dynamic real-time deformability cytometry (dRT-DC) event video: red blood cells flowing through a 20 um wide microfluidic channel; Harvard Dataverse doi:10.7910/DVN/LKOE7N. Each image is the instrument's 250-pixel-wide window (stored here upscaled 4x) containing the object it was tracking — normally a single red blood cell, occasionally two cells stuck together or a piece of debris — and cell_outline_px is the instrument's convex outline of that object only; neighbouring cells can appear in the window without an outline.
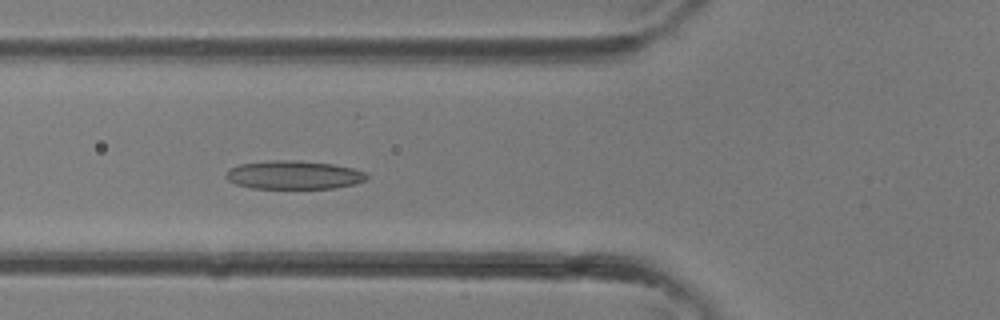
{"species": "common noctule bat (a hibernating species)", "species_latin": "Nyctalus noctula", "temperature_condition": "room temperature", "stored_images_in_passage": 36, "camera_frame_rate_fps": 3000, "um_per_image_px": 0.085, "animal": {"sex": "female"}, "frame": {"image": 1, "passage_image": 13, "time_ms": 4.0, "image_size_px": [1000, 320], "cell_outline_px": [[368, 176], [364, 180], [356, 184], [332, 188], [252, 188], [236, 184], [228, 180], [224, 176], [232, 168], [240, 164], [272, 160], [296, 160], [332, 164], [352, 168], [364, 172]], "centroid_in_image_um": [24.97, 14.87], "position_along_channel_um": 100.8, "area_um2": 23.12}}
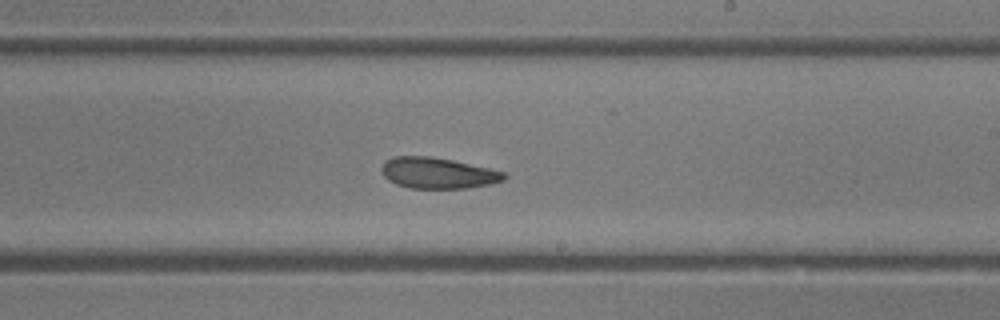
{"frame": {"image": 2, "passage_image": 21, "time_ms": 6.667, "image_size_px": [1000, 320], "cell_outline_px": [[508, 176], [504, 180], [492, 184], [464, 188], [408, 188], [396, 184], [388, 180], [384, 176], [380, 168], [384, 160], [392, 156], [432, 156], [452, 160], [488, 168], [504, 172]], "centroid_in_image_um": [37.18, 14.7], "position_along_channel_um": 251.8, "area_um2": 22.25}}
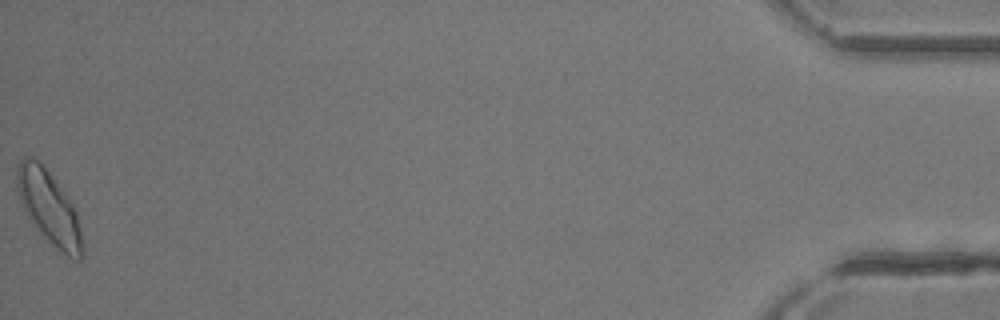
{"frame": {"image": 3, "passage_image": 36, "time_ms": 11.667, "image_size_px": [1000, 320], "cell_outline_px": [[84, 256], [80, 260], [76, 260], [68, 256], [56, 248], [32, 220], [24, 208], [20, 200], [16, 188], [16, 164], [24, 156], [32, 156], [48, 172], [64, 192], [72, 204], [76, 212], [84, 244]], "centroid_in_image_um": [4.18, 17.63], "position_along_channel_um": 431.0, "area_um2": 27.28}}